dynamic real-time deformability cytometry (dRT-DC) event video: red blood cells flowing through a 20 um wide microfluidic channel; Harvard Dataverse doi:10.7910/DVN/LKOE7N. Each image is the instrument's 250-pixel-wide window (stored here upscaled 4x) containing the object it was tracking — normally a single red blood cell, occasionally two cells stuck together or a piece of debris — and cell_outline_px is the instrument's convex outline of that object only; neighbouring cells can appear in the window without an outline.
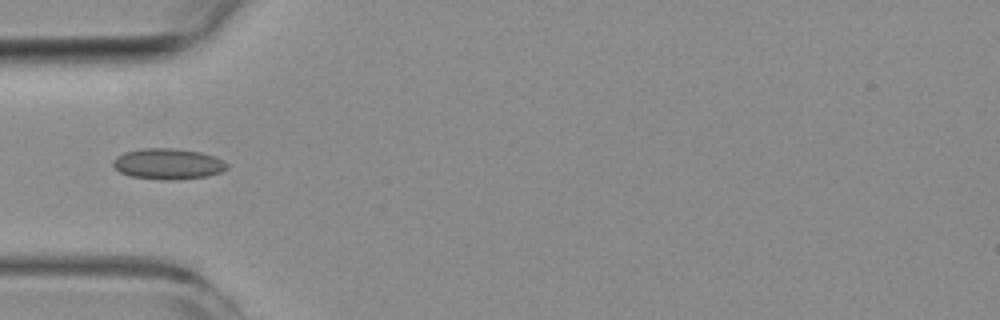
{"species": "common noctule bat (a hibernating species)", "species_latin": "Nyctalus noctula", "temperature_condition": "room temperature", "stored_images_in_passage": 1, "camera_frame_rate_fps": 3000, "um_per_image_px": 0.085, "animal": {"sex": "female", "body_mass_g": 19.3, "forearm_length_mm": 54.1}, "frame": {"image": 1, "passage_image": 1, "time_ms": 0.0, "image_size_px": [1000, 320], "cell_outline_px": [[228, 168], [220, 172], [208, 176], [172, 180], [160, 180], [132, 176], [120, 172], [112, 164], [112, 160], [116, 156], [124, 152], [144, 148], [172, 148], [200, 152], [224, 160], [228, 164]], "centroid_in_image_um": [14.27, 13.93], "position_along_channel_um": 70.7, "area_um2": 20.46}}